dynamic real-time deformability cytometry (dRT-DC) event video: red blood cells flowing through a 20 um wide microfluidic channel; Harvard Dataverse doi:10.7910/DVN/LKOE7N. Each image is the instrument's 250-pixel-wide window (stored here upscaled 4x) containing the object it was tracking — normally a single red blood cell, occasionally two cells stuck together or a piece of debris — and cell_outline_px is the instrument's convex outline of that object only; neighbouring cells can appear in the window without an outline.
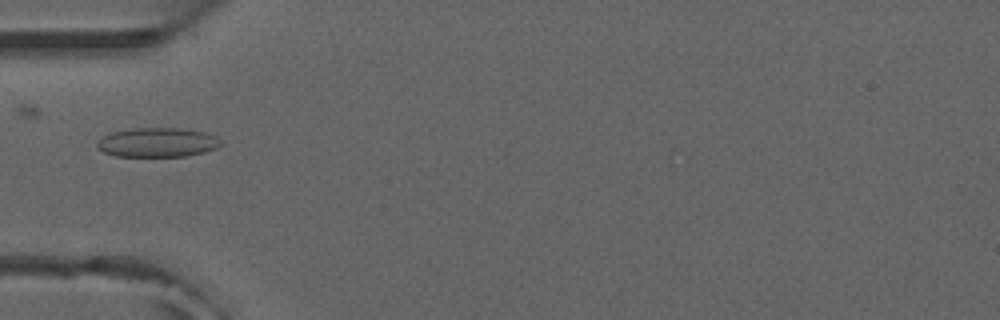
{"species": "common noctule bat (a hibernating species)", "species_latin": "Nyctalus noctula", "temperature_condition": "room temperature", "stored_images_in_passage": 7, "camera_frame_rate_fps": 3000, "um_per_image_px": 0.085, "animal": {"sex": "male", "forearm_length_mm": 52.5}, "frame": {"image": 1, "passage_image": 5, "time_ms": 1.333, "image_size_px": [1000, 320], "cell_outline_px": [[220, 144], [216, 148], [204, 152], [184, 156], [116, 156], [104, 152], [96, 148], [96, 144], [104, 136], [112, 132], [132, 128], [180, 128], [204, 132], [216, 136], [220, 140]], "centroid_in_image_um": [13.37, 12.1], "position_along_channel_um": 71.6, "area_um2": 20.98}}